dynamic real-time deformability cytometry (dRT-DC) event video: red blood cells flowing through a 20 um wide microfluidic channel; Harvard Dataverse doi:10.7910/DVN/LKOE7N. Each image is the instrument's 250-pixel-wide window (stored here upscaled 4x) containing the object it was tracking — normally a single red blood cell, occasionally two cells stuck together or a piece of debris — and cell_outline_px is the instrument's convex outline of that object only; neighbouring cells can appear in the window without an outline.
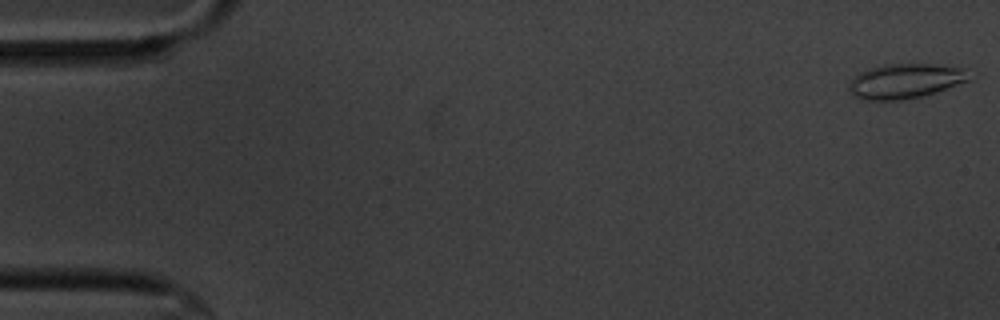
{"species": "common noctule bat (a hibernating species)", "species_latin": "Nyctalus noctula", "temperature_condition": "cold", "stored_images_in_passage": 11, "camera_frame_rate_fps": 3000, "um_per_image_px": 0.085, "animal": {"sex": "male", "body_mass_g": 20.1, "forearm_length_mm": 53.5}, "frame": {"image": 1, "passage_image": 1, "time_ms": 0.0, "image_size_px": [1000, 320], "cell_outline_px": [[972, 80], [924, 96], [904, 100], [860, 100], [852, 96], [848, 92], [848, 84], [860, 72], [884, 64], [932, 64], [964, 68]], "centroid_in_image_um": [76.93, 6.91], "position_along_channel_um": 8.1, "area_um2": 24.57}}